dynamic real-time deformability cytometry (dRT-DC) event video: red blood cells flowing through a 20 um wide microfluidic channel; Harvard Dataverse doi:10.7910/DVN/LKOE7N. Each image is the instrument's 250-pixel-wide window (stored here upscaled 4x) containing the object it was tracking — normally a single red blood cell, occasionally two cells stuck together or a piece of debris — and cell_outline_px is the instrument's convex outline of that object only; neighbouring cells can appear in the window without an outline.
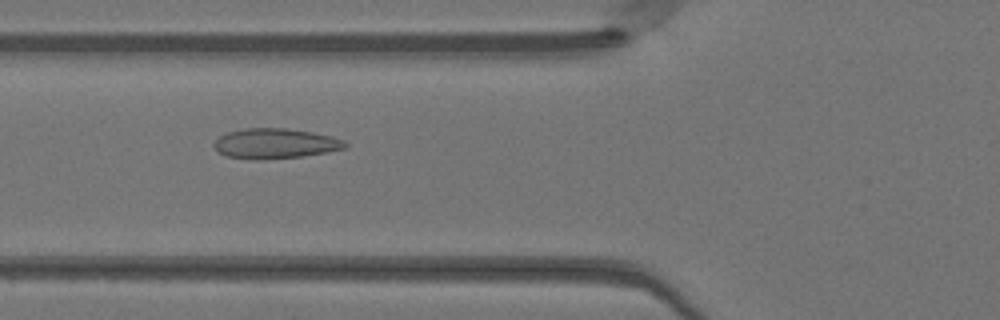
{"species": "Egyptian fruit bat (a non-hibernating species)", "species_latin": "Rousettus aegyptiacus", "temperature_condition": "warm", "stored_images_in_passage": 50, "camera_frame_rate_fps": 3000, "um_per_image_px": 0.085, "animal": {"sex": "female"}, "frame": {"image": 1, "passage_image": 19, "time_ms": 6.0, "image_size_px": [1000, 320], "cell_outline_px": [[348, 144], [344, 148], [328, 152], [300, 156], [256, 160], [252, 160], [224, 156], [216, 152], [212, 144], [220, 136], [228, 132], [244, 128], [288, 128], [312, 132], [332, 136], [344, 140]], "centroid_in_image_um": [23.35, 12.2], "position_along_channel_um": 102.5, "area_um2": 23.18}}
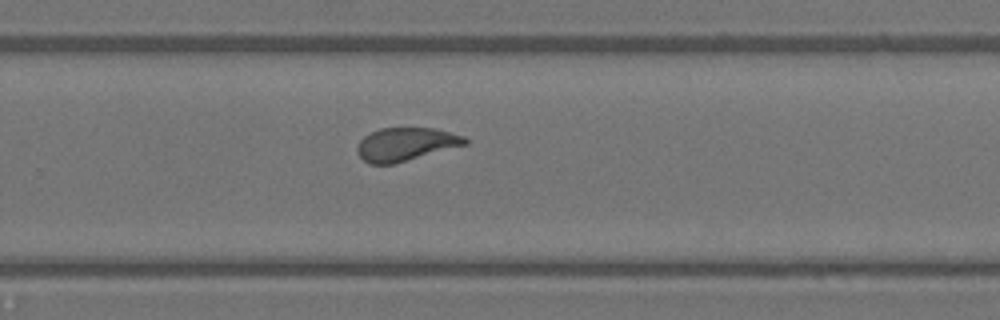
{"frame": {"image": 2, "passage_image": 33, "time_ms": 10.667, "image_size_px": [1000, 320], "cell_outline_px": [[468, 144], [392, 164], [368, 164], [356, 152], [356, 144], [364, 136], [380, 128], [436, 128], [464, 136], [468, 140]], "centroid_in_image_um": [34.47, 12.25], "position_along_channel_um": 295.3, "area_um2": 20.87}}
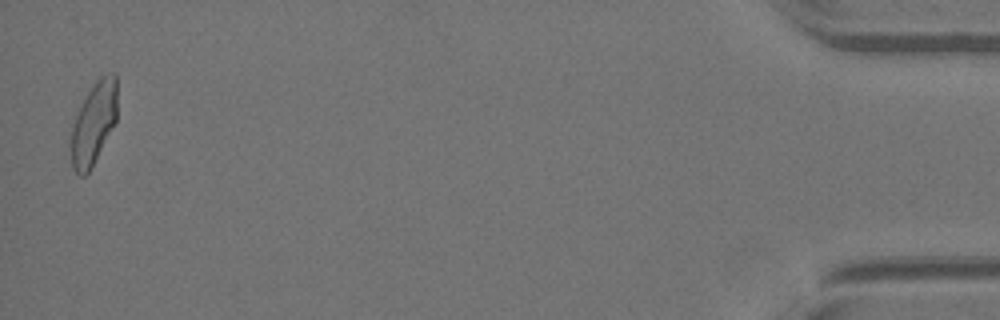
{"frame": {"image": 3, "passage_image": 49, "time_ms": 16.0, "image_size_px": [1000, 320], "cell_outline_px": [[116, 120], [88, 172], [84, 176], [80, 176], [72, 168], [72, 128], [76, 112], [88, 92], [96, 80], [100, 76], [108, 72], [116, 72]], "centroid_in_image_um": [7.96, 10.41], "position_along_channel_um": 427.2, "area_um2": 21.62}, "authors_computed_cell_mechanics": {"area_um2": 22.4264, "velocity_mm_per_s": 4.1375, "shape_relaxation_time_tau1_ms": 3.9859, "shape_relaxation_time_tau2_ms": 0.823, "deformation_change_tau1": 0.1344, "deformation_change_tau2": 0.071}}